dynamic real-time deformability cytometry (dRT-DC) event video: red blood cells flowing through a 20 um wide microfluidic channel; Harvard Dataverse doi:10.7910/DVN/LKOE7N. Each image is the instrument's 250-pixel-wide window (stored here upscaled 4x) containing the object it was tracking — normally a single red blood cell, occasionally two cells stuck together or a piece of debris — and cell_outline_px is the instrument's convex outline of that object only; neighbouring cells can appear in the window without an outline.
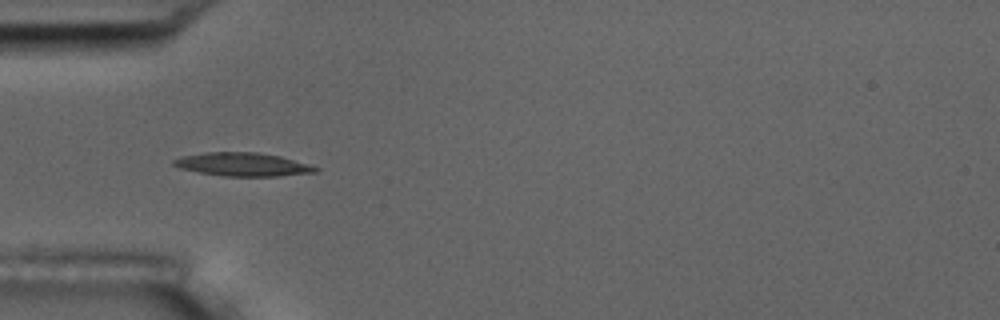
{"species": "common noctule bat (a hibernating species)", "species_latin": "Nyctalus noctula", "temperature_condition": "room temperature", "stored_images_in_passage": 7, "camera_frame_rate_fps": 3000, "um_per_image_px": 0.085, "animal": {"sex": "male", "body_mass_g": 17.5, "forearm_length_mm": 52.3}, "frame": {"image": 1, "passage_image": 5, "time_ms": 4.667, "image_size_px": [1000, 320], "cell_outline_px": [[320, 168], [316, 172], [280, 176], [220, 176], [180, 168], [172, 164], [172, 160], [184, 156], [204, 152], [256, 152], [280, 156]], "centroid_in_image_um": [20.62, 13.98], "position_along_channel_um": 64.4, "area_um2": 19.19}}